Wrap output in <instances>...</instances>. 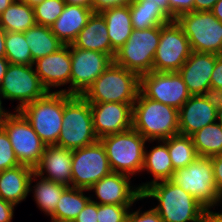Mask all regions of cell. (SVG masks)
<instances>
[{"instance_id": "cell-6", "label": "cell", "mask_w": 222, "mask_h": 222, "mask_svg": "<svg viewBox=\"0 0 222 222\" xmlns=\"http://www.w3.org/2000/svg\"><path fill=\"white\" fill-rule=\"evenodd\" d=\"M170 181L188 192L207 210L222 201L215 184L211 157H197L187 167L174 171Z\"/></svg>"}, {"instance_id": "cell-55", "label": "cell", "mask_w": 222, "mask_h": 222, "mask_svg": "<svg viewBox=\"0 0 222 222\" xmlns=\"http://www.w3.org/2000/svg\"><path fill=\"white\" fill-rule=\"evenodd\" d=\"M51 222H67V221H61V220H56V219L51 218Z\"/></svg>"}, {"instance_id": "cell-1", "label": "cell", "mask_w": 222, "mask_h": 222, "mask_svg": "<svg viewBox=\"0 0 222 222\" xmlns=\"http://www.w3.org/2000/svg\"><path fill=\"white\" fill-rule=\"evenodd\" d=\"M143 198H155L158 206L154 207L163 222H200L207 210L188 192L170 180L158 181L149 185L143 192Z\"/></svg>"}, {"instance_id": "cell-45", "label": "cell", "mask_w": 222, "mask_h": 222, "mask_svg": "<svg viewBox=\"0 0 222 222\" xmlns=\"http://www.w3.org/2000/svg\"><path fill=\"white\" fill-rule=\"evenodd\" d=\"M218 0H194V11H211Z\"/></svg>"}, {"instance_id": "cell-49", "label": "cell", "mask_w": 222, "mask_h": 222, "mask_svg": "<svg viewBox=\"0 0 222 222\" xmlns=\"http://www.w3.org/2000/svg\"><path fill=\"white\" fill-rule=\"evenodd\" d=\"M9 61L6 57H0V85L3 81V77L6 73Z\"/></svg>"}, {"instance_id": "cell-32", "label": "cell", "mask_w": 222, "mask_h": 222, "mask_svg": "<svg viewBox=\"0 0 222 222\" xmlns=\"http://www.w3.org/2000/svg\"><path fill=\"white\" fill-rule=\"evenodd\" d=\"M168 152L175 171L187 167L199 157L192 137L182 134L168 138Z\"/></svg>"}, {"instance_id": "cell-35", "label": "cell", "mask_w": 222, "mask_h": 222, "mask_svg": "<svg viewBox=\"0 0 222 222\" xmlns=\"http://www.w3.org/2000/svg\"><path fill=\"white\" fill-rule=\"evenodd\" d=\"M65 6L64 0H44L34 8L36 24L50 27L60 16Z\"/></svg>"}, {"instance_id": "cell-8", "label": "cell", "mask_w": 222, "mask_h": 222, "mask_svg": "<svg viewBox=\"0 0 222 222\" xmlns=\"http://www.w3.org/2000/svg\"><path fill=\"white\" fill-rule=\"evenodd\" d=\"M161 36V26L133 29L127 42L116 51L114 62L139 77L153 71L154 55Z\"/></svg>"}, {"instance_id": "cell-23", "label": "cell", "mask_w": 222, "mask_h": 222, "mask_svg": "<svg viewBox=\"0 0 222 222\" xmlns=\"http://www.w3.org/2000/svg\"><path fill=\"white\" fill-rule=\"evenodd\" d=\"M70 47L102 52L113 59L116 51L111 47L106 21L100 12H93L87 24L77 34Z\"/></svg>"}, {"instance_id": "cell-46", "label": "cell", "mask_w": 222, "mask_h": 222, "mask_svg": "<svg viewBox=\"0 0 222 222\" xmlns=\"http://www.w3.org/2000/svg\"><path fill=\"white\" fill-rule=\"evenodd\" d=\"M200 222H222V213H214L210 209L206 210L202 214Z\"/></svg>"}, {"instance_id": "cell-12", "label": "cell", "mask_w": 222, "mask_h": 222, "mask_svg": "<svg viewBox=\"0 0 222 222\" xmlns=\"http://www.w3.org/2000/svg\"><path fill=\"white\" fill-rule=\"evenodd\" d=\"M192 50L188 38L176 20L161 26V36L154 55V72H177Z\"/></svg>"}, {"instance_id": "cell-11", "label": "cell", "mask_w": 222, "mask_h": 222, "mask_svg": "<svg viewBox=\"0 0 222 222\" xmlns=\"http://www.w3.org/2000/svg\"><path fill=\"white\" fill-rule=\"evenodd\" d=\"M33 67V65L9 63L3 77L0 94L4 99L19 100L16 111L48 93Z\"/></svg>"}, {"instance_id": "cell-33", "label": "cell", "mask_w": 222, "mask_h": 222, "mask_svg": "<svg viewBox=\"0 0 222 222\" xmlns=\"http://www.w3.org/2000/svg\"><path fill=\"white\" fill-rule=\"evenodd\" d=\"M34 189V199L40 209L48 216L55 212V208L63 191L68 187L64 184L40 178Z\"/></svg>"}, {"instance_id": "cell-50", "label": "cell", "mask_w": 222, "mask_h": 222, "mask_svg": "<svg viewBox=\"0 0 222 222\" xmlns=\"http://www.w3.org/2000/svg\"><path fill=\"white\" fill-rule=\"evenodd\" d=\"M5 36L6 31L0 26V57H5Z\"/></svg>"}, {"instance_id": "cell-56", "label": "cell", "mask_w": 222, "mask_h": 222, "mask_svg": "<svg viewBox=\"0 0 222 222\" xmlns=\"http://www.w3.org/2000/svg\"><path fill=\"white\" fill-rule=\"evenodd\" d=\"M220 120L222 122V101H221V109H220Z\"/></svg>"}, {"instance_id": "cell-26", "label": "cell", "mask_w": 222, "mask_h": 222, "mask_svg": "<svg viewBox=\"0 0 222 222\" xmlns=\"http://www.w3.org/2000/svg\"><path fill=\"white\" fill-rule=\"evenodd\" d=\"M162 145L153 147L151 151H144L143 170L150 172L153 175L151 182L144 183L138 186L139 190L143 192L149 185L159 181L170 180L175 171L172 166V161L168 152V139L161 140Z\"/></svg>"}, {"instance_id": "cell-43", "label": "cell", "mask_w": 222, "mask_h": 222, "mask_svg": "<svg viewBox=\"0 0 222 222\" xmlns=\"http://www.w3.org/2000/svg\"><path fill=\"white\" fill-rule=\"evenodd\" d=\"M216 187L222 195V154L211 157Z\"/></svg>"}, {"instance_id": "cell-31", "label": "cell", "mask_w": 222, "mask_h": 222, "mask_svg": "<svg viewBox=\"0 0 222 222\" xmlns=\"http://www.w3.org/2000/svg\"><path fill=\"white\" fill-rule=\"evenodd\" d=\"M198 156L213 157L222 154V122L206 125L192 136Z\"/></svg>"}, {"instance_id": "cell-29", "label": "cell", "mask_w": 222, "mask_h": 222, "mask_svg": "<svg viewBox=\"0 0 222 222\" xmlns=\"http://www.w3.org/2000/svg\"><path fill=\"white\" fill-rule=\"evenodd\" d=\"M35 24L34 8L19 0H14L0 14V26L8 32L24 33Z\"/></svg>"}, {"instance_id": "cell-47", "label": "cell", "mask_w": 222, "mask_h": 222, "mask_svg": "<svg viewBox=\"0 0 222 222\" xmlns=\"http://www.w3.org/2000/svg\"><path fill=\"white\" fill-rule=\"evenodd\" d=\"M65 4L84 6L92 10V0H64Z\"/></svg>"}, {"instance_id": "cell-17", "label": "cell", "mask_w": 222, "mask_h": 222, "mask_svg": "<svg viewBox=\"0 0 222 222\" xmlns=\"http://www.w3.org/2000/svg\"><path fill=\"white\" fill-rule=\"evenodd\" d=\"M134 103H90L93 128L98 139L132 128Z\"/></svg>"}, {"instance_id": "cell-37", "label": "cell", "mask_w": 222, "mask_h": 222, "mask_svg": "<svg viewBox=\"0 0 222 222\" xmlns=\"http://www.w3.org/2000/svg\"><path fill=\"white\" fill-rule=\"evenodd\" d=\"M19 165L7 133L3 128H0V171Z\"/></svg>"}, {"instance_id": "cell-16", "label": "cell", "mask_w": 222, "mask_h": 222, "mask_svg": "<svg viewBox=\"0 0 222 222\" xmlns=\"http://www.w3.org/2000/svg\"><path fill=\"white\" fill-rule=\"evenodd\" d=\"M221 101V97L213 94L191 96L178 110L179 134L191 137L220 120Z\"/></svg>"}, {"instance_id": "cell-22", "label": "cell", "mask_w": 222, "mask_h": 222, "mask_svg": "<svg viewBox=\"0 0 222 222\" xmlns=\"http://www.w3.org/2000/svg\"><path fill=\"white\" fill-rule=\"evenodd\" d=\"M36 178L34 169L25 165L0 171V197L16 206L32 191L30 186Z\"/></svg>"}, {"instance_id": "cell-7", "label": "cell", "mask_w": 222, "mask_h": 222, "mask_svg": "<svg viewBox=\"0 0 222 222\" xmlns=\"http://www.w3.org/2000/svg\"><path fill=\"white\" fill-rule=\"evenodd\" d=\"M46 145H56L64 112V92H48L19 110Z\"/></svg>"}, {"instance_id": "cell-40", "label": "cell", "mask_w": 222, "mask_h": 222, "mask_svg": "<svg viewBox=\"0 0 222 222\" xmlns=\"http://www.w3.org/2000/svg\"><path fill=\"white\" fill-rule=\"evenodd\" d=\"M126 222H163L157 211L152 208L144 213L140 209L135 212H128Z\"/></svg>"}, {"instance_id": "cell-5", "label": "cell", "mask_w": 222, "mask_h": 222, "mask_svg": "<svg viewBox=\"0 0 222 222\" xmlns=\"http://www.w3.org/2000/svg\"><path fill=\"white\" fill-rule=\"evenodd\" d=\"M99 140L106 150L112 172L131 176L142 171L147 140L138 131L130 128Z\"/></svg>"}, {"instance_id": "cell-4", "label": "cell", "mask_w": 222, "mask_h": 222, "mask_svg": "<svg viewBox=\"0 0 222 222\" xmlns=\"http://www.w3.org/2000/svg\"><path fill=\"white\" fill-rule=\"evenodd\" d=\"M139 88L140 77L113 61L82 96L89 103H134Z\"/></svg>"}, {"instance_id": "cell-18", "label": "cell", "mask_w": 222, "mask_h": 222, "mask_svg": "<svg viewBox=\"0 0 222 222\" xmlns=\"http://www.w3.org/2000/svg\"><path fill=\"white\" fill-rule=\"evenodd\" d=\"M217 54L192 51L177 71L191 96L211 94V75Z\"/></svg>"}, {"instance_id": "cell-9", "label": "cell", "mask_w": 222, "mask_h": 222, "mask_svg": "<svg viewBox=\"0 0 222 222\" xmlns=\"http://www.w3.org/2000/svg\"><path fill=\"white\" fill-rule=\"evenodd\" d=\"M176 21L188 38L192 51L222 54V22L211 11L187 12Z\"/></svg>"}, {"instance_id": "cell-15", "label": "cell", "mask_w": 222, "mask_h": 222, "mask_svg": "<svg viewBox=\"0 0 222 222\" xmlns=\"http://www.w3.org/2000/svg\"><path fill=\"white\" fill-rule=\"evenodd\" d=\"M139 91L147 98L180 109L191 97L178 72H154L140 76Z\"/></svg>"}, {"instance_id": "cell-19", "label": "cell", "mask_w": 222, "mask_h": 222, "mask_svg": "<svg viewBox=\"0 0 222 222\" xmlns=\"http://www.w3.org/2000/svg\"><path fill=\"white\" fill-rule=\"evenodd\" d=\"M130 176L118 172L106 175L88 190H93L97 204L132 205L136 200L144 199L138 187L130 186Z\"/></svg>"}, {"instance_id": "cell-28", "label": "cell", "mask_w": 222, "mask_h": 222, "mask_svg": "<svg viewBox=\"0 0 222 222\" xmlns=\"http://www.w3.org/2000/svg\"><path fill=\"white\" fill-rule=\"evenodd\" d=\"M24 35L33 61L56 52L64 45L48 26L35 24L25 31Z\"/></svg>"}, {"instance_id": "cell-13", "label": "cell", "mask_w": 222, "mask_h": 222, "mask_svg": "<svg viewBox=\"0 0 222 222\" xmlns=\"http://www.w3.org/2000/svg\"><path fill=\"white\" fill-rule=\"evenodd\" d=\"M111 172L106 150L100 140L72 151L71 187L88 190Z\"/></svg>"}, {"instance_id": "cell-27", "label": "cell", "mask_w": 222, "mask_h": 222, "mask_svg": "<svg viewBox=\"0 0 222 222\" xmlns=\"http://www.w3.org/2000/svg\"><path fill=\"white\" fill-rule=\"evenodd\" d=\"M129 8L133 29L144 30L173 21L158 4L150 0H132Z\"/></svg>"}, {"instance_id": "cell-14", "label": "cell", "mask_w": 222, "mask_h": 222, "mask_svg": "<svg viewBox=\"0 0 222 222\" xmlns=\"http://www.w3.org/2000/svg\"><path fill=\"white\" fill-rule=\"evenodd\" d=\"M71 87L55 92L83 95L93 82L112 64L114 59L105 53L70 47Z\"/></svg>"}, {"instance_id": "cell-39", "label": "cell", "mask_w": 222, "mask_h": 222, "mask_svg": "<svg viewBox=\"0 0 222 222\" xmlns=\"http://www.w3.org/2000/svg\"><path fill=\"white\" fill-rule=\"evenodd\" d=\"M211 94L222 98V54L217 56L214 70L212 71Z\"/></svg>"}, {"instance_id": "cell-20", "label": "cell", "mask_w": 222, "mask_h": 222, "mask_svg": "<svg viewBox=\"0 0 222 222\" xmlns=\"http://www.w3.org/2000/svg\"><path fill=\"white\" fill-rule=\"evenodd\" d=\"M35 72L42 85L48 91L51 87H58L70 83L71 56L70 45H63L56 52L38 58L34 61Z\"/></svg>"}, {"instance_id": "cell-42", "label": "cell", "mask_w": 222, "mask_h": 222, "mask_svg": "<svg viewBox=\"0 0 222 222\" xmlns=\"http://www.w3.org/2000/svg\"><path fill=\"white\" fill-rule=\"evenodd\" d=\"M132 0H92V10L100 12L103 9L115 6L129 5Z\"/></svg>"}, {"instance_id": "cell-24", "label": "cell", "mask_w": 222, "mask_h": 222, "mask_svg": "<svg viewBox=\"0 0 222 222\" xmlns=\"http://www.w3.org/2000/svg\"><path fill=\"white\" fill-rule=\"evenodd\" d=\"M93 12L84 6L65 4L60 16L50 26L51 31L64 45H70L87 24Z\"/></svg>"}, {"instance_id": "cell-48", "label": "cell", "mask_w": 222, "mask_h": 222, "mask_svg": "<svg viewBox=\"0 0 222 222\" xmlns=\"http://www.w3.org/2000/svg\"><path fill=\"white\" fill-rule=\"evenodd\" d=\"M211 12L214 16L222 22V0H218L215 5L213 6Z\"/></svg>"}, {"instance_id": "cell-3", "label": "cell", "mask_w": 222, "mask_h": 222, "mask_svg": "<svg viewBox=\"0 0 222 222\" xmlns=\"http://www.w3.org/2000/svg\"><path fill=\"white\" fill-rule=\"evenodd\" d=\"M90 103L82 95L64 92L62 128L56 146L76 150L97 142Z\"/></svg>"}, {"instance_id": "cell-34", "label": "cell", "mask_w": 222, "mask_h": 222, "mask_svg": "<svg viewBox=\"0 0 222 222\" xmlns=\"http://www.w3.org/2000/svg\"><path fill=\"white\" fill-rule=\"evenodd\" d=\"M5 57L9 63L33 65L34 61L24 33L6 31Z\"/></svg>"}, {"instance_id": "cell-52", "label": "cell", "mask_w": 222, "mask_h": 222, "mask_svg": "<svg viewBox=\"0 0 222 222\" xmlns=\"http://www.w3.org/2000/svg\"><path fill=\"white\" fill-rule=\"evenodd\" d=\"M1 98H2V96L0 94V128H2L6 119L11 114L3 109Z\"/></svg>"}, {"instance_id": "cell-36", "label": "cell", "mask_w": 222, "mask_h": 222, "mask_svg": "<svg viewBox=\"0 0 222 222\" xmlns=\"http://www.w3.org/2000/svg\"><path fill=\"white\" fill-rule=\"evenodd\" d=\"M132 205L97 204L98 222H126Z\"/></svg>"}, {"instance_id": "cell-41", "label": "cell", "mask_w": 222, "mask_h": 222, "mask_svg": "<svg viewBox=\"0 0 222 222\" xmlns=\"http://www.w3.org/2000/svg\"><path fill=\"white\" fill-rule=\"evenodd\" d=\"M97 203L90 199L72 222H98Z\"/></svg>"}, {"instance_id": "cell-21", "label": "cell", "mask_w": 222, "mask_h": 222, "mask_svg": "<svg viewBox=\"0 0 222 222\" xmlns=\"http://www.w3.org/2000/svg\"><path fill=\"white\" fill-rule=\"evenodd\" d=\"M45 171L47 176H44ZM34 173L38 178L71 186L72 150L56 145H46L39 164L34 168Z\"/></svg>"}, {"instance_id": "cell-53", "label": "cell", "mask_w": 222, "mask_h": 222, "mask_svg": "<svg viewBox=\"0 0 222 222\" xmlns=\"http://www.w3.org/2000/svg\"><path fill=\"white\" fill-rule=\"evenodd\" d=\"M14 0H0V14L8 8Z\"/></svg>"}, {"instance_id": "cell-38", "label": "cell", "mask_w": 222, "mask_h": 222, "mask_svg": "<svg viewBox=\"0 0 222 222\" xmlns=\"http://www.w3.org/2000/svg\"><path fill=\"white\" fill-rule=\"evenodd\" d=\"M192 11H194V0H169V17L172 20Z\"/></svg>"}, {"instance_id": "cell-30", "label": "cell", "mask_w": 222, "mask_h": 222, "mask_svg": "<svg viewBox=\"0 0 222 222\" xmlns=\"http://www.w3.org/2000/svg\"><path fill=\"white\" fill-rule=\"evenodd\" d=\"M83 191L89 190L68 186L63 191L55 212L50 217L56 220L72 222L91 199L84 196Z\"/></svg>"}, {"instance_id": "cell-2", "label": "cell", "mask_w": 222, "mask_h": 222, "mask_svg": "<svg viewBox=\"0 0 222 222\" xmlns=\"http://www.w3.org/2000/svg\"><path fill=\"white\" fill-rule=\"evenodd\" d=\"M132 128L147 141L179 134L178 109L145 97L140 91L133 104Z\"/></svg>"}, {"instance_id": "cell-25", "label": "cell", "mask_w": 222, "mask_h": 222, "mask_svg": "<svg viewBox=\"0 0 222 222\" xmlns=\"http://www.w3.org/2000/svg\"><path fill=\"white\" fill-rule=\"evenodd\" d=\"M100 13L106 21L111 47L117 51L127 42L133 30L129 5L109 7Z\"/></svg>"}, {"instance_id": "cell-44", "label": "cell", "mask_w": 222, "mask_h": 222, "mask_svg": "<svg viewBox=\"0 0 222 222\" xmlns=\"http://www.w3.org/2000/svg\"><path fill=\"white\" fill-rule=\"evenodd\" d=\"M15 205L0 197V222H11Z\"/></svg>"}, {"instance_id": "cell-51", "label": "cell", "mask_w": 222, "mask_h": 222, "mask_svg": "<svg viewBox=\"0 0 222 222\" xmlns=\"http://www.w3.org/2000/svg\"><path fill=\"white\" fill-rule=\"evenodd\" d=\"M153 4H158L160 8L169 16V0H150Z\"/></svg>"}, {"instance_id": "cell-10", "label": "cell", "mask_w": 222, "mask_h": 222, "mask_svg": "<svg viewBox=\"0 0 222 222\" xmlns=\"http://www.w3.org/2000/svg\"><path fill=\"white\" fill-rule=\"evenodd\" d=\"M10 114L2 128L7 133L15 156L20 165L35 168L45 151L46 144L33 130L29 121L20 111Z\"/></svg>"}, {"instance_id": "cell-54", "label": "cell", "mask_w": 222, "mask_h": 222, "mask_svg": "<svg viewBox=\"0 0 222 222\" xmlns=\"http://www.w3.org/2000/svg\"><path fill=\"white\" fill-rule=\"evenodd\" d=\"M31 7H35L37 4L42 3L44 0H19Z\"/></svg>"}]
</instances>
